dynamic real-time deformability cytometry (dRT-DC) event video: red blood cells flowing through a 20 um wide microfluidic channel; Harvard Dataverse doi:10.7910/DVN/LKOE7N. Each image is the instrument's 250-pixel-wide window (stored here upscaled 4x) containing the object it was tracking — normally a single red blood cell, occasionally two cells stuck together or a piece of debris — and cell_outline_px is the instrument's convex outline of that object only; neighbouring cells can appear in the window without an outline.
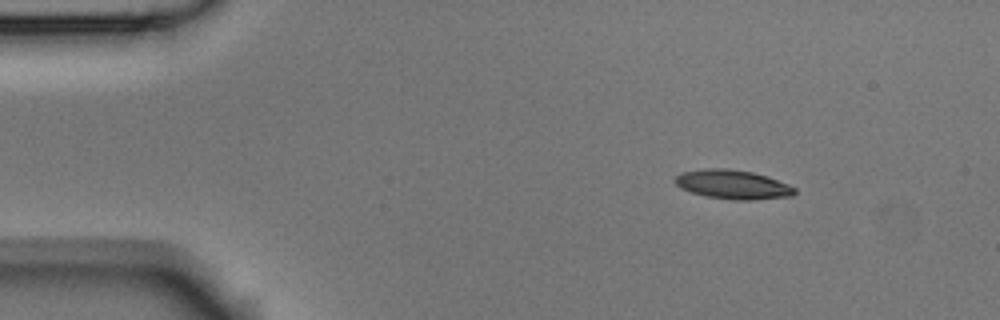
{"species": "Egyptian fruit bat (a non-hibernating species)", "species_latin": "Rousettus aegyptiacus", "temperature_condition": "room temperature", "stored_images_in_passage": 3, "camera_frame_rate_fps": 3000, "um_per_image_px": 0.085, "animal": {"sex": "male"}, "frame": {"image": 1, "passage_image": 1, "time_ms": 0.0, "image_size_px": [1000, 320], "cell_outline_px": [[796, 192], [792, 196], [752, 200], [732, 200], [704, 196], [680, 188], [676, 184], [676, 176], [680, 172], [704, 168], [728, 168], [752, 172], [768, 176], [788, 184], [796, 188]], "centroid_in_image_um": [62.29, 15.68], "position_along_channel_um": 22.7, "area_um2": 20.46}}